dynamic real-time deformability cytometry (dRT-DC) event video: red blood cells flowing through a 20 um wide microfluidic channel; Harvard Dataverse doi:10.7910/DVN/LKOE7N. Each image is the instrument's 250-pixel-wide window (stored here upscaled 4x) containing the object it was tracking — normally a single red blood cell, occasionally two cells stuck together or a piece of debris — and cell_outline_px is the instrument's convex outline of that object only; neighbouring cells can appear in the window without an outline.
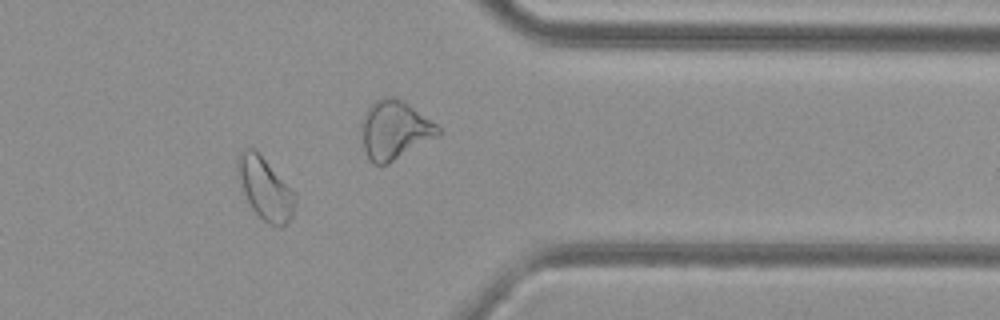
{"species": "common noctule bat (a hibernating species)", "species_latin": "Nyctalus noctula", "temperature_condition": "cold", "stored_images_in_passage": 33, "camera_frame_rate_fps": 3000, "um_per_image_px": 0.085, "animal": {"sex": "female", "body_mass_g": 29.2, "forearm_length_mm": 56.3}, "frame": {"image": 1, "passage_image": 28, "time_ms": 9.0, "image_size_px": [1000, 320], "cell_outline_px": [[296, 200], [292, 216], [280, 228], [276, 228], [268, 224], [252, 208], [244, 192], [236, 172], [236, 156], [244, 148], [256, 148], [296, 192]], "centroid_in_image_um": [22.54, 15.97], "position_along_channel_um": 388.9, "area_um2": 21.21}}